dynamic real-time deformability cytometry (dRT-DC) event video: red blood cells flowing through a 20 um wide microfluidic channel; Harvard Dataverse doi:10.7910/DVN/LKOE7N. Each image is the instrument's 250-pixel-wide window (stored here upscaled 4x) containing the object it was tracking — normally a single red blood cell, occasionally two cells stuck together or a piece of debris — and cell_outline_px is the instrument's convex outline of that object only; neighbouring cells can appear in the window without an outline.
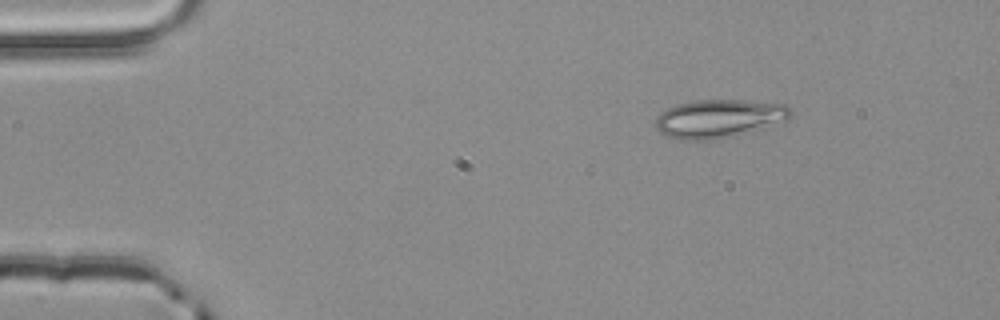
{"species": "common noctule bat (a hibernating species)", "species_latin": "Nyctalus noctula", "temperature_condition": "room temperature", "stored_images_in_passage": 4, "camera_frame_rate_fps": 3000, "um_per_image_px": 0.085, "animal": {"sex": "male", "body_mass_g": 20.4}, "frame": {"image": 1, "passage_image": 1, "time_ms": 0.0, "image_size_px": [1000, 320], "cell_outline_px": [[792, 116], [784, 120], [764, 128], [752, 132], [712, 140], [680, 140], [668, 136], [660, 132], [656, 128], [656, 116], [660, 112], [676, 104], [696, 100], [744, 100], [784, 104], [792, 112]], "centroid_in_image_um": [61.08, 10.08], "position_along_channel_um": 23.9, "area_um2": 30.23}}
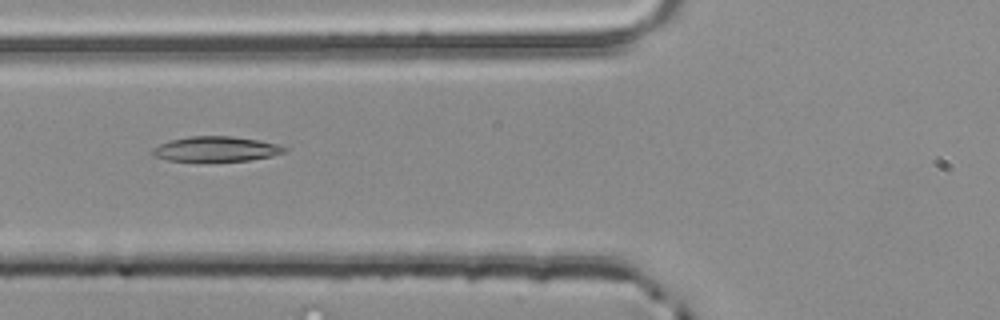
{"frame": {"image": 2, "passage_image": 4, "time_ms": 1.0, "image_size_px": [1000, 320], "cell_outline_px": [[288, 152], [272, 156], [248, 160], [204, 164], [168, 160], [152, 156], [152, 148], [160, 144], [172, 140], [188, 136], [232, 136], [256, 140], [276, 144], [288, 148]], "centroid_in_image_um": [18.33, 12.71], "position_along_channel_um": 107.5, "area_um2": 20.06}}